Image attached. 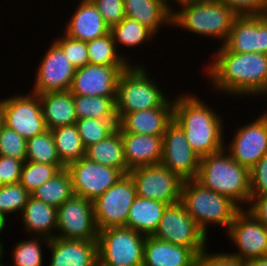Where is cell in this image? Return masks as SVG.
<instances>
[{"instance_id":"1","label":"cell","mask_w":267,"mask_h":266,"mask_svg":"<svg viewBox=\"0 0 267 266\" xmlns=\"http://www.w3.org/2000/svg\"><path fill=\"white\" fill-rule=\"evenodd\" d=\"M215 49L210 62L202 67L211 90L232 98L267 96V54L231 52L224 45Z\"/></svg>"},{"instance_id":"2","label":"cell","mask_w":267,"mask_h":266,"mask_svg":"<svg viewBox=\"0 0 267 266\" xmlns=\"http://www.w3.org/2000/svg\"><path fill=\"white\" fill-rule=\"evenodd\" d=\"M181 93L174 98L173 120L184 130L191 148L200 158L223 150L227 138L223 114L197 94Z\"/></svg>"},{"instance_id":"3","label":"cell","mask_w":267,"mask_h":266,"mask_svg":"<svg viewBox=\"0 0 267 266\" xmlns=\"http://www.w3.org/2000/svg\"><path fill=\"white\" fill-rule=\"evenodd\" d=\"M175 2L178 6L174 4ZM174 3L173 29L179 27L182 31H188L201 38L211 37L214 38L212 42L218 40V44L222 42L221 45L226 42L234 18L237 16L228 6L217 0H176Z\"/></svg>"},{"instance_id":"4","label":"cell","mask_w":267,"mask_h":266,"mask_svg":"<svg viewBox=\"0 0 267 266\" xmlns=\"http://www.w3.org/2000/svg\"><path fill=\"white\" fill-rule=\"evenodd\" d=\"M196 180L209 190L229 197L241 209L249 205V170L232 159L225 149L200 158Z\"/></svg>"},{"instance_id":"5","label":"cell","mask_w":267,"mask_h":266,"mask_svg":"<svg viewBox=\"0 0 267 266\" xmlns=\"http://www.w3.org/2000/svg\"><path fill=\"white\" fill-rule=\"evenodd\" d=\"M180 202L206 236L211 225L226 232L241 210L229 197L209 190L196 179L183 182Z\"/></svg>"},{"instance_id":"6","label":"cell","mask_w":267,"mask_h":266,"mask_svg":"<svg viewBox=\"0 0 267 266\" xmlns=\"http://www.w3.org/2000/svg\"><path fill=\"white\" fill-rule=\"evenodd\" d=\"M146 64L132 63L117 83L116 114L118 121L126 114L161 107L169 98L150 77ZM147 69V70H146Z\"/></svg>"},{"instance_id":"7","label":"cell","mask_w":267,"mask_h":266,"mask_svg":"<svg viewBox=\"0 0 267 266\" xmlns=\"http://www.w3.org/2000/svg\"><path fill=\"white\" fill-rule=\"evenodd\" d=\"M145 235L126 226L98 233V266H143Z\"/></svg>"},{"instance_id":"8","label":"cell","mask_w":267,"mask_h":266,"mask_svg":"<svg viewBox=\"0 0 267 266\" xmlns=\"http://www.w3.org/2000/svg\"><path fill=\"white\" fill-rule=\"evenodd\" d=\"M153 236L168 243L191 248L197 255L208 247L209 242L208 236L198 227L181 202L166 207Z\"/></svg>"},{"instance_id":"9","label":"cell","mask_w":267,"mask_h":266,"mask_svg":"<svg viewBox=\"0 0 267 266\" xmlns=\"http://www.w3.org/2000/svg\"><path fill=\"white\" fill-rule=\"evenodd\" d=\"M136 197L133 179L129 174L123 175L93 202L98 231L109 227L126 226L130 207Z\"/></svg>"},{"instance_id":"10","label":"cell","mask_w":267,"mask_h":266,"mask_svg":"<svg viewBox=\"0 0 267 266\" xmlns=\"http://www.w3.org/2000/svg\"><path fill=\"white\" fill-rule=\"evenodd\" d=\"M14 94L0 100L4 125L16 131L26 141L46 131L39 95L30 91L26 94Z\"/></svg>"},{"instance_id":"11","label":"cell","mask_w":267,"mask_h":266,"mask_svg":"<svg viewBox=\"0 0 267 266\" xmlns=\"http://www.w3.org/2000/svg\"><path fill=\"white\" fill-rule=\"evenodd\" d=\"M138 197L153 199L165 204L180 202L183 180L160 164L131 169Z\"/></svg>"},{"instance_id":"12","label":"cell","mask_w":267,"mask_h":266,"mask_svg":"<svg viewBox=\"0 0 267 266\" xmlns=\"http://www.w3.org/2000/svg\"><path fill=\"white\" fill-rule=\"evenodd\" d=\"M229 144L224 149L238 164L250 170L267 154V112L234 129Z\"/></svg>"},{"instance_id":"13","label":"cell","mask_w":267,"mask_h":266,"mask_svg":"<svg viewBox=\"0 0 267 266\" xmlns=\"http://www.w3.org/2000/svg\"><path fill=\"white\" fill-rule=\"evenodd\" d=\"M98 233L92 201L73 194L57 208L55 237L73 240H97Z\"/></svg>"},{"instance_id":"14","label":"cell","mask_w":267,"mask_h":266,"mask_svg":"<svg viewBox=\"0 0 267 266\" xmlns=\"http://www.w3.org/2000/svg\"><path fill=\"white\" fill-rule=\"evenodd\" d=\"M225 235L237 249H235L236 252L227 253L238 260L244 262L267 256V226L246 209H241L236 214Z\"/></svg>"},{"instance_id":"15","label":"cell","mask_w":267,"mask_h":266,"mask_svg":"<svg viewBox=\"0 0 267 266\" xmlns=\"http://www.w3.org/2000/svg\"><path fill=\"white\" fill-rule=\"evenodd\" d=\"M66 169L72 179L73 193L92 202L124 175L118 169L96 163L85 156Z\"/></svg>"},{"instance_id":"16","label":"cell","mask_w":267,"mask_h":266,"mask_svg":"<svg viewBox=\"0 0 267 266\" xmlns=\"http://www.w3.org/2000/svg\"><path fill=\"white\" fill-rule=\"evenodd\" d=\"M34 73V84L30 92L43 94L50 92H63L71 88L76 68L67 60L64 51L52 41L47 46Z\"/></svg>"},{"instance_id":"17","label":"cell","mask_w":267,"mask_h":266,"mask_svg":"<svg viewBox=\"0 0 267 266\" xmlns=\"http://www.w3.org/2000/svg\"><path fill=\"white\" fill-rule=\"evenodd\" d=\"M161 164L183 181L196 179L200 156L191 148L184 130L173 120L163 134Z\"/></svg>"},{"instance_id":"18","label":"cell","mask_w":267,"mask_h":266,"mask_svg":"<svg viewBox=\"0 0 267 266\" xmlns=\"http://www.w3.org/2000/svg\"><path fill=\"white\" fill-rule=\"evenodd\" d=\"M129 66L88 63L75 70L69 91L73 95L116 97L119 77Z\"/></svg>"},{"instance_id":"19","label":"cell","mask_w":267,"mask_h":266,"mask_svg":"<svg viewBox=\"0 0 267 266\" xmlns=\"http://www.w3.org/2000/svg\"><path fill=\"white\" fill-rule=\"evenodd\" d=\"M223 45L231 52L267 54V14L236 16Z\"/></svg>"},{"instance_id":"20","label":"cell","mask_w":267,"mask_h":266,"mask_svg":"<svg viewBox=\"0 0 267 266\" xmlns=\"http://www.w3.org/2000/svg\"><path fill=\"white\" fill-rule=\"evenodd\" d=\"M174 119V99H168L161 107L139 110L124 115L117 129L121 133L163 136Z\"/></svg>"},{"instance_id":"21","label":"cell","mask_w":267,"mask_h":266,"mask_svg":"<svg viewBox=\"0 0 267 266\" xmlns=\"http://www.w3.org/2000/svg\"><path fill=\"white\" fill-rule=\"evenodd\" d=\"M51 252L48 266H98L97 240L54 237L47 246Z\"/></svg>"},{"instance_id":"22","label":"cell","mask_w":267,"mask_h":266,"mask_svg":"<svg viewBox=\"0 0 267 266\" xmlns=\"http://www.w3.org/2000/svg\"><path fill=\"white\" fill-rule=\"evenodd\" d=\"M68 22H65L63 33L72 39L91 41L110 32L97 7L91 0H80Z\"/></svg>"},{"instance_id":"23","label":"cell","mask_w":267,"mask_h":266,"mask_svg":"<svg viewBox=\"0 0 267 266\" xmlns=\"http://www.w3.org/2000/svg\"><path fill=\"white\" fill-rule=\"evenodd\" d=\"M121 139L129 170L161 163L163 136L121 133Z\"/></svg>"},{"instance_id":"24","label":"cell","mask_w":267,"mask_h":266,"mask_svg":"<svg viewBox=\"0 0 267 266\" xmlns=\"http://www.w3.org/2000/svg\"><path fill=\"white\" fill-rule=\"evenodd\" d=\"M197 258L191 248L146 237L143 266H196Z\"/></svg>"},{"instance_id":"25","label":"cell","mask_w":267,"mask_h":266,"mask_svg":"<svg viewBox=\"0 0 267 266\" xmlns=\"http://www.w3.org/2000/svg\"><path fill=\"white\" fill-rule=\"evenodd\" d=\"M171 3V0H123L125 17L137 20L156 35L160 28L172 27Z\"/></svg>"},{"instance_id":"26","label":"cell","mask_w":267,"mask_h":266,"mask_svg":"<svg viewBox=\"0 0 267 266\" xmlns=\"http://www.w3.org/2000/svg\"><path fill=\"white\" fill-rule=\"evenodd\" d=\"M25 234L35 237L54 238L57 231V208L45 204L32 196L19 216Z\"/></svg>"},{"instance_id":"27","label":"cell","mask_w":267,"mask_h":266,"mask_svg":"<svg viewBox=\"0 0 267 266\" xmlns=\"http://www.w3.org/2000/svg\"><path fill=\"white\" fill-rule=\"evenodd\" d=\"M39 100L47 129L53 130L76 123L73 94L69 90L43 93L39 95Z\"/></svg>"},{"instance_id":"28","label":"cell","mask_w":267,"mask_h":266,"mask_svg":"<svg viewBox=\"0 0 267 266\" xmlns=\"http://www.w3.org/2000/svg\"><path fill=\"white\" fill-rule=\"evenodd\" d=\"M168 205L137 196L130 207L126 227L145 236H153Z\"/></svg>"},{"instance_id":"29","label":"cell","mask_w":267,"mask_h":266,"mask_svg":"<svg viewBox=\"0 0 267 266\" xmlns=\"http://www.w3.org/2000/svg\"><path fill=\"white\" fill-rule=\"evenodd\" d=\"M85 157L96 163L129 173L125 158L121 132L116 129L106 139L85 148Z\"/></svg>"},{"instance_id":"30","label":"cell","mask_w":267,"mask_h":266,"mask_svg":"<svg viewBox=\"0 0 267 266\" xmlns=\"http://www.w3.org/2000/svg\"><path fill=\"white\" fill-rule=\"evenodd\" d=\"M110 32L119 53L122 52L120 49L122 47H125L126 49L131 48V50H133L136 47L145 45V43H151L150 41H154L152 39H155L157 36L147 26L142 25L137 20L130 19L128 17H125L118 24L113 25L110 28Z\"/></svg>"},{"instance_id":"31","label":"cell","mask_w":267,"mask_h":266,"mask_svg":"<svg viewBox=\"0 0 267 266\" xmlns=\"http://www.w3.org/2000/svg\"><path fill=\"white\" fill-rule=\"evenodd\" d=\"M73 194L72 179L69 171L65 168L34 190L31 196L58 208Z\"/></svg>"},{"instance_id":"32","label":"cell","mask_w":267,"mask_h":266,"mask_svg":"<svg viewBox=\"0 0 267 266\" xmlns=\"http://www.w3.org/2000/svg\"><path fill=\"white\" fill-rule=\"evenodd\" d=\"M60 161L67 167L85 156V147L76 125H66L51 130Z\"/></svg>"},{"instance_id":"33","label":"cell","mask_w":267,"mask_h":266,"mask_svg":"<svg viewBox=\"0 0 267 266\" xmlns=\"http://www.w3.org/2000/svg\"><path fill=\"white\" fill-rule=\"evenodd\" d=\"M77 119H118L116 97L73 95Z\"/></svg>"},{"instance_id":"34","label":"cell","mask_w":267,"mask_h":266,"mask_svg":"<svg viewBox=\"0 0 267 266\" xmlns=\"http://www.w3.org/2000/svg\"><path fill=\"white\" fill-rule=\"evenodd\" d=\"M89 64L131 65L126 53H119L111 32L87 42ZM125 55V56H124Z\"/></svg>"},{"instance_id":"35","label":"cell","mask_w":267,"mask_h":266,"mask_svg":"<svg viewBox=\"0 0 267 266\" xmlns=\"http://www.w3.org/2000/svg\"><path fill=\"white\" fill-rule=\"evenodd\" d=\"M48 165H64L58 156L51 130L27 140L26 160Z\"/></svg>"},{"instance_id":"36","label":"cell","mask_w":267,"mask_h":266,"mask_svg":"<svg viewBox=\"0 0 267 266\" xmlns=\"http://www.w3.org/2000/svg\"><path fill=\"white\" fill-rule=\"evenodd\" d=\"M11 251V261L14 266H44L43 244L46 248L49 239L45 237L30 236V238L19 240Z\"/></svg>"},{"instance_id":"37","label":"cell","mask_w":267,"mask_h":266,"mask_svg":"<svg viewBox=\"0 0 267 266\" xmlns=\"http://www.w3.org/2000/svg\"><path fill=\"white\" fill-rule=\"evenodd\" d=\"M76 128L85 148L106 139L118 126V119L83 118L76 120Z\"/></svg>"},{"instance_id":"38","label":"cell","mask_w":267,"mask_h":266,"mask_svg":"<svg viewBox=\"0 0 267 266\" xmlns=\"http://www.w3.org/2000/svg\"><path fill=\"white\" fill-rule=\"evenodd\" d=\"M65 165H48L43 163L25 161L20 177V184L32 194L39 186L44 184L47 180L53 178Z\"/></svg>"},{"instance_id":"39","label":"cell","mask_w":267,"mask_h":266,"mask_svg":"<svg viewBox=\"0 0 267 266\" xmlns=\"http://www.w3.org/2000/svg\"><path fill=\"white\" fill-rule=\"evenodd\" d=\"M31 194L20 184H8L0 186V215L9 220L8 216L14 214L21 215L24 206Z\"/></svg>"},{"instance_id":"40","label":"cell","mask_w":267,"mask_h":266,"mask_svg":"<svg viewBox=\"0 0 267 266\" xmlns=\"http://www.w3.org/2000/svg\"><path fill=\"white\" fill-rule=\"evenodd\" d=\"M27 141L13 129L2 125L0 129V155L25 162Z\"/></svg>"},{"instance_id":"41","label":"cell","mask_w":267,"mask_h":266,"mask_svg":"<svg viewBox=\"0 0 267 266\" xmlns=\"http://www.w3.org/2000/svg\"><path fill=\"white\" fill-rule=\"evenodd\" d=\"M67 55V60L77 69L89 63L87 42L72 39L64 33L53 40Z\"/></svg>"},{"instance_id":"42","label":"cell","mask_w":267,"mask_h":266,"mask_svg":"<svg viewBox=\"0 0 267 266\" xmlns=\"http://www.w3.org/2000/svg\"><path fill=\"white\" fill-rule=\"evenodd\" d=\"M111 28L125 18L123 0H91Z\"/></svg>"},{"instance_id":"43","label":"cell","mask_w":267,"mask_h":266,"mask_svg":"<svg viewBox=\"0 0 267 266\" xmlns=\"http://www.w3.org/2000/svg\"><path fill=\"white\" fill-rule=\"evenodd\" d=\"M228 6L237 16L266 15V0H217Z\"/></svg>"},{"instance_id":"44","label":"cell","mask_w":267,"mask_h":266,"mask_svg":"<svg viewBox=\"0 0 267 266\" xmlns=\"http://www.w3.org/2000/svg\"><path fill=\"white\" fill-rule=\"evenodd\" d=\"M23 164L16 158L0 155V186L19 183Z\"/></svg>"},{"instance_id":"45","label":"cell","mask_w":267,"mask_h":266,"mask_svg":"<svg viewBox=\"0 0 267 266\" xmlns=\"http://www.w3.org/2000/svg\"><path fill=\"white\" fill-rule=\"evenodd\" d=\"M249 173L251 195L267 194V154L249 170Z\"/></svg>"},{"instance_id":"46","label":"cell","mask_w":267,"mask_h":266,"mask_svg":"<svg viewBox=\"0 0 267 266\" xmlns=\"http://www.w3.org/2000/svg\"><path fill=\"white\" fill-rule=\"evenodd\" d=\"M196 266H244L243 261L238 260L227 252L207 251V248L198 255Z\"/></svg>"},{"instance_id":"47","label":"cell","mask_w":267,"mask_h":266,"mask_svg":"<svg viewBox=\"0 0 267 266\" xmlns=\"http://www.w3.org/2000/svg\"><path fill=\"white\" fill-rule=\"evenodd\" d=\"M246 210L267 226V194L251 195V200Z\"/></svg>"},{"instance_id":"48","label":"cell","mask_w":267,"mask_h":266,"mask_svg":"<svg viewBox=\"0 0 267 266\" xmlns=\"http://www.w3.org/2000/svg\"><path fill=\"white\" fill-rule=\"evenodd\" d=\"M244 266H267V256L252 258L243 262Z\"/></svg>"},{"instance_id":"49","label":"cell","mask_w":267,"mask_h":266,"mask_svg":"<svg viewBox=\"0 0 267 266\" xmlns=\"http://www.w3.org/2000/svg\"><path fill=\"white\" fill-rule=\"evenodd\" d=\"M6 219H4L1 215H0V234L3 233V231H5V229H7L6 227H8Z\"/></svg>"},{"instance_id":"50","label":"cell","mask_w":267,"mask_h":266,"mask_svg":"<svg viewBox=\"0 0 267 266\" xmlns=\"http://www.w3.org/2000/svg\"><path fill=\"white\" fill-rule=\"evenodd\" d=\"M0 241H1V240H0ZM3 245H4V244H3V242L1 241V242H0V261H1V260H4L3 257H4V254H5V248H4L5 246H3Z\"/></svg>"},{"instance_id":"51","label":"cell","mask_w":267,"mask_h":266,"mask_svg":"<svg viewBox=\"0 0 267 266\" xmlns=\"http://www.w3.org/2000/svg\"><path fill=\"white\" fill-rule=\"evenodd\" d=\"M3 113H2V110H1V105H0V129H1V126L3 125Z\"/></svg>"},{"instance_id":"52","label":"cell","mask_w":267,"mask_h":266,"mask_svg":"<svg viewBox=\"0 0 267 266\" xmlns=\"http://www.w3.org/2000/svg\"><path fill=\"white\" fill-rule=\"evenodd\" d=\"M7 264L6 263H3V266H6ZM8 266V265H7ZM9 266H14V265H10V263H9Z\"/></svg>"},{"instance_id":"53","label":"cell","mask_w":267,"mask_h":266,"mask_svg":"<svg viewBox=\"0 0 267 266\" xmlns=\"http://www.w3.org/2000/svg\"><path fill=\"white\" fill-rule=\"evenodd\" d=\"M0 266H3V261L2 260L0 261Z\"/></svg>"}]
</instances>
